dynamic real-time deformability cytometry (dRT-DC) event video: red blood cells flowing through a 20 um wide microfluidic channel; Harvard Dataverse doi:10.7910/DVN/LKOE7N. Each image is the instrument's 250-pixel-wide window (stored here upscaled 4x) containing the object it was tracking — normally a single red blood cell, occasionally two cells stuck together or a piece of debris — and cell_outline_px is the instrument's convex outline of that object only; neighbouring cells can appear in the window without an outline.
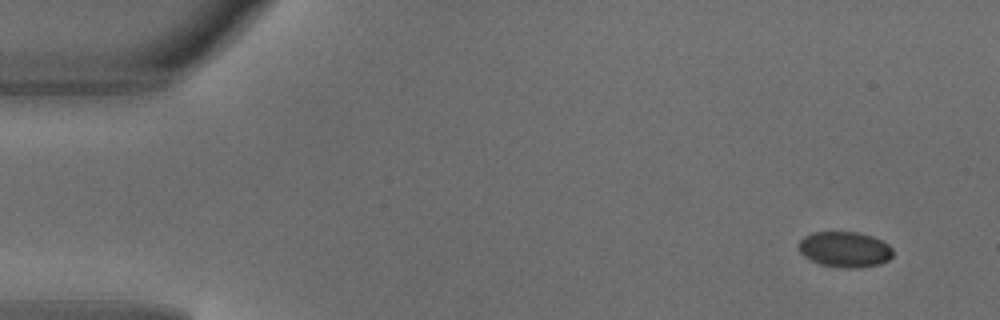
{"species": "common noctule bat (a hibernating species)", "species_latin": "Nyctalus noctula", "temperature_condition": "warm", "stored_images_in_passage": 3, "camera_frame_rate_fps": 3000, "um_per_image_px": 0.085, "animal": {"sex": "male", "body_mass_g": 18.8}, "frame": {"image": 1, "passage_image": 1, "time_ms": 0.0, "image_size_px": [1000, 320], "cell_outline_px": [[892, 256], [888, 260], [880, 264], [856, 268], [840, 268], [820, 264], [804, 256], [800, 252], [800, 240], [804, 236], [812, 232], [860, 232], [872, 236], [888, 244], [892, 248]], "centroid_in_image_um": [71.82, 21.2], "position_along_channel_um": 13.2, "area_um2": 19.54}}